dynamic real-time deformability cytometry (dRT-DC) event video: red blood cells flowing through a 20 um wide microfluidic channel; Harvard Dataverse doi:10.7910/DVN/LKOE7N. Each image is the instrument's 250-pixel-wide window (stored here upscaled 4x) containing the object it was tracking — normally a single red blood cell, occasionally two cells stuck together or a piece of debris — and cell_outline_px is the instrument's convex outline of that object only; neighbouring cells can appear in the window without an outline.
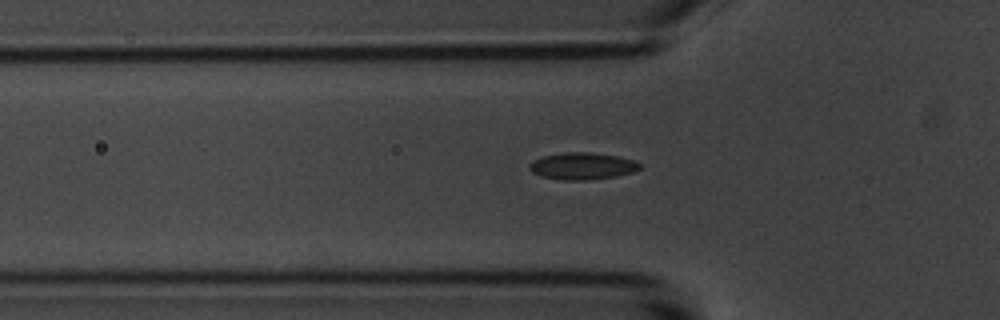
{"species": "common noctule bat (a hibernating species)", "species_latin": "Nyctalus noctula", "temperature_condition": "room temperature", "stored_images_in_passage": 40, "camera_frame_rate_fps": 3000, "um_per_image_px": 0.085, "animal": {"sex": "male", "body_mass_g": 20.1, "forearm_length_mm": 53.5}, "frame": {"image": 1, "passage_image": 4, "time_ms": 1.0, "image_size_px": [1000, 320], "cell_outline_px": [[640, 168], [632, 172], [616, 176], [584, 180], [564, 180], [540, 176], [532, 172], [528, 168], [528, 164], [532, 160], [544, 156], [564, 152], [588, 152], [616, 156], [636, 160], [640, 164]], "centroid_in_image_um": [49.46, 14.11], "position_along_channel_um": 76.3, "area_um2": 17.28}}
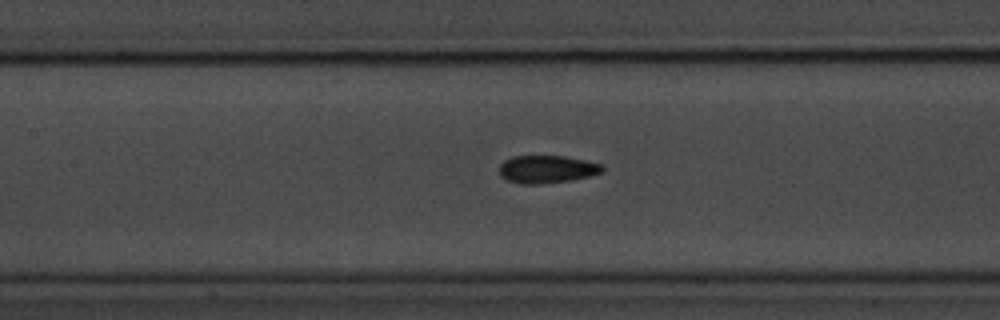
{"frame": {"image": 2, "passage_image": 11, "time_ms": 3.333, "image_size_px": [1000, 320], "cell_outline_px": [[604, 172], [572, 180], [544, 184], [520, 184], [508, 180], [500, 176], [500, 164], [504, 160], [512, 156], [564, 156], [584, 160], [600, 164], [604, 168]], "centroid_in_image_um": [46.47, 14.39], "position_along_channel_um": 160.9, "area_um2": 16.7}}
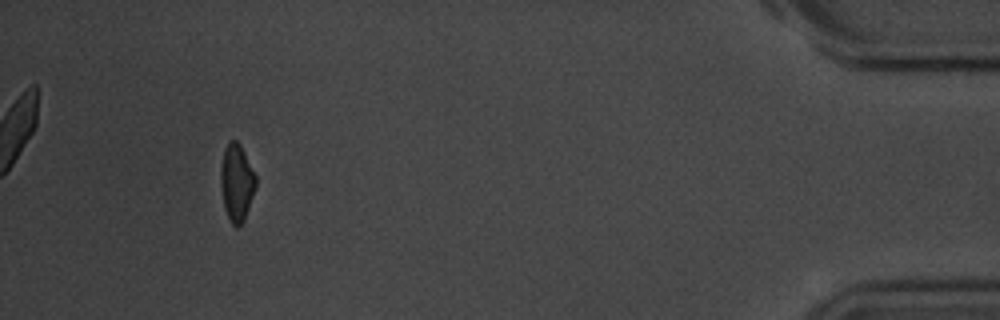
{"frame": {"image": 3, "passage_image": 38, "time_ms": 12.333, "image_size_px": [1000, 320], "cell_outline_px": [[256, 188], [244, 220], [236, 228], [228, 220], [224, 208], [220, 184], [220, 168], [224, 148], [228, 140], [236, 140], [240, 144], [256, 176]], "centroid_in_image_um": [20.1, 15.52], "position_along_channel_um": 415.1, "area_um2": 16.01}, "authors_computed_cell_mechanics": {"area_um2": 16.5597, "velocity_mm_per_s": 3.5761, "shape_relaxation_time_tau1_ms": 4.547, "shape_relaxation_time_tau2_ms": 3.1283, "deformation_change_tau1": 0.1211, "deformation_change_tau2": 0.0904}}